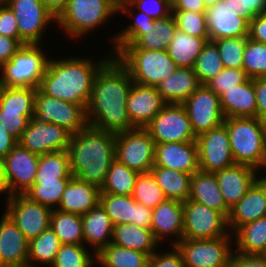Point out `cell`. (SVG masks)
Returning a JSON list of instances; mask_svg holds the SVG:
<instances>
[{
  "label": "cell",
  "mask_w": 266,
  "mask_h": 267,
  "mask_svg": "<svg viewBox=\"0 0 266 267\" xmlns=\"http://www.w3.org/2000/svg\"><path fill=\"white\" fill-rule=\"evenodd\" d=\"M132 84L128 70L112 56L94 78L86 107L88 125L114 134L134 129L126 110Z\"/></svg>",
  "instance_id": "6da1fadb"
},
{
  "label": "cell",
  "mask_w": 266,
  "mask_h": 267,
  "mask_svg": "<svg viewBox=\"0 0 266 267\" xmlns=\"http://www.w3.org/2000/svg\"><path fill=\"white\" fill-rule=\"evenodd\" d=\"M108 51L95 60L76 54L70 57L62 55V58L51 56L38 89L50 97L80 104L86 109L97 72L113 56Z\"/></svg>",
  "instance_id": "7a4b0ae2"
},
{
  "label": "cell",
  "mask_w": 266,
  "mask_h": 267,
  "mask_svg": "<svg viewBox=\"0 0 266 267\" xmlns=\"http://www.w3.org/2000/svg\"><path fill=\"white\" fill-rule=\"evenodd\" d=\"M67 151L71 174L101 189L115 160V134L87 125L72 134Z\"/></svg>",
  "instance_id": "3957f363"
},
{
  "label": "cell",
  "mask_w": 266,
  "mask_h": 267,
  "mask_svg": "<svg viewBox=\"0 0 266 267\" xmlns=\"http://www.w3.org/2000/svg\"><path fill=\"white\" fill-rule=\"evenodd\" d=\"M223 123L235 164L262 172L266 165V123L257 117H228Z\"/></svg>",
  "instance_id": "277c9868"
},
{
  "label": "cell",
  "mask_w": 266,
  "mask_h": 267,
  "mask_svg": "<svg viewBox=\"0 0 266 267\" xmlns=\"http://www.w3.org/2000/svg\"><path fill=\"white\" fill-rule=\"evenodd\" d=\"M117 15L118 7L113 0H68L55 25L66 34L65 37L78 42L91 36L93 31L95 34L105 24L107 26Z\"/></svg>",
  "instance_id": "5b68a950"
},
{
  "label": "cell",
  "mask_w": 266,
  "mask_h": 267,
  "mask_svg": "<svg viewBox=\"0 0 266 267\" xmlns=\"http://www.w3.org/2000/svg\"><path fill=\"white\" fill-rule=\"evenodd\" d=\"M113 56L128 70L134 83L156 87L179 67L167 50L118 49Z\"/></svg>",
  "instance_id": "8992f818"
},
{
  "label": "cell",
  "mask_w": 266,
  "mask_h": 267,
  "mask_svg": "<svg viewBox=\"0 0 266 267\" xmlns=\"http://www.w3.org/2000/svg\"><path fill=\"white\" fill-rule=\"evenodd\" d=\"M52 55L41 44H26L0 67V86L38 88Z\"/></svg>",
  "instance_id": "52a82bcc"
},
{
  "label": "cell",
  "mask_w": 266,
  "mask_h": 267,
  "mask_svg": "<svg viewBox=\"0 0 266 267\" xmlns=\"http://www.w3.org/2000/svg\"><path fill=\"white\" fill-rule=\"evenodd\" d=\"M185 267H230L233 235L213 239L182 238L176 245Z\"/></svg>",
  "instance_id": "ba28073f"
},
{
  "label": "cell",
  "mask_w": 266,
  "mask_h": 267,
  "mask_svg": "<svg viewBox=\"0 0 266 267\" xmlns=\"http://www.w3.org/2000/svg\"><path fill=\"white\" fill-rule=\"evenodd\" d=\"M115 159L138 173L150 172L155 162V142L145 128L117 133Z\"/></svg>",
  "instance_id": "9c48e42d"
},
{
  "label": "cell",
  "mask_w": 266,
  "mask_h": 267,
  "mask_svg": "<svg viewBox=\"0 0 266 267\" xmlns=\"http://www.w3.org/2000/svg\"><path fill=\"white\" fill-rule=\"evenodd\" d=\"M33 119L62 126L72 134L78 133L88 125L86 109L82 105L50 97L38 88Z\"/></svg>",
  "instance_id": "30bf717a"
},
{
  "label": "cell",
  "mask_w": 266,
  "mask_h": 267,
  "mask_svg": "<svg viewBox=\"0 0 266 267\" xmlns=\"http://www.w3.org/2000/svg\"><path fill=\"white\" fill-rule=\"evenodd\" d=\"M5 2L14 12L20 37L27 44H43L47 29L56 24V17L42 1L6 0Z\"/></svg>",
  "instance_id": "8fae6325"
},
{
  "label": "cell",
  "mask_w": 266,
  "mask_h": 267,
  "mask_svg": "<svg viewBox=\"0 0 266 267\" xmlns=\"http://www.w3.org/2000/svg\"><path fill=\"white\" fill-rule=\"evenodd\" d=\"M183 238L213 239L232 235L227 218L219 211L195 201L183 202Z\"/></svg>",
  "instance_id": "7c38bea8"
},
{
  "label": "cell",
  "mask_w": 266,
  "mask_h": 267,
  "mask_svg": "<svg viewBox=\"0 0 266 267\" xmlns=\"http://www.w3.org/2000/svg\"><path fill=\"white\" fill-rule=\"evenodd\" d=\"M3 211L28 241L50 227L52 209L30 200L24 194H13L4 204Z\"/></svg>",
  "instance_id": "4fadbf2b"
},
{
  "label": "cell",
  "mask_w": 266,
  "mask_h": 267,
  "mask_svg": "<svg viewBox=\"0 0 266 267\" xmlns=\"http://www.w3.org/2000/svg\"><path fill=\"white\" fill-rule=\"evenodd\" d=\"M155 144L196 141L182 104H166L145 127Z\"/></svg>",
  "instance_id": "5bb4252c"
},
{
  "label": "cell",
  "mask_w": 266,
  "mask_h": 267,
  "mask_svg": "<svg viewBox=\"0 0 266 267\" xmlns=\"http://www.w3.org/2000/svg\"><path fill=\"white\" fill-rule=\"evenodd\" d=\"M182 105L196 137L224 122L219 96L206 85H200Z\"/></svg>",
  "instance_id": "9a60e30c"
},
{
  "label": "cell",
  "mask_w": 266,
  "mask_h": 267,
  "mask_svg": "<svg viewBox=\"0 0 266 267\" xmlns=\"http://www.w3.org/2000/svg\"><path fill=\"white\" fill-rule=\"evenodd\" d=\"M196 143L200 170L215 173L235 164L224 123L198 135Z\"/></svg>",
  "instance_id": "2e32d148"
},
{
  "label": "cell",
  "mask_w": 266,
  "mask_h": 267,
  "mask_svg": "<svg viewBox=\"0 0 266 267\" xmlns=\"http://www.w3.org/2000/svg\"><path fill=\"white\" fill-rule=\"evenodd\" d=\"M39 155L17 143L3 159V175L10 195L23 194L33 184L38 169Z\"/></svg>",
  "instance_id": "e0dca14e"
},
{
  "label": "cell",
  "mask_w": 266,
  "mask_h": 267,
  "mask_svg": "<svg viewBox=\"0 0 266 267\" xmlns=\"http://www.w3.org/2000/svg\"><path fill=\"white\" fill-rule=\"evenodd\" d=\"M71 137L72 133L62 126L32 118L17 142L30 152L43 155L67 150Z\"/></svg>",
  "instance_id": "ac0fdd59"
},
{
  "label": "cell",
  "mask_w": 266,
  "mask_h": 267,
  "mask_svg": "<svg viewBox=\"0 0 266 267\" xmlns=\"http://www.w3.org/2000/svg\"><path fill=\"white\" fill-rule=\"evenodd\" d=\"M205 17L210 41L228 37H248L249 21L224 0L207 8Z\"/></svg>",
  "instance_id": "d6986e66"
},
{
  "label": "cell",
  "mask_w": 266,
  "mask_h": 267,
  "mask_svg": "<svg viewBox=\"0 0 266 267\" xmlns=\"http://www.w3.org/2000/svg\"><path fill=\"white\" fill-rule=\"evenodd\" d=\"M183 228V202L166 199L153 209L150 229L161 246L164 241L169 244L168 248L176 245L183 238Z\"/></svg>",
  "instance_id": "ffe728a7"
},
{
  "label": "cell",
  "mask_w": 266,
  "mask_h": 267,
  "mask_svg": "<svg viewBox=\"0 0 266 267\" xmlns=\"http://www.w3.org/2000/svg\"><path fill=\"white\" fill-rule=\"evenodd\" d=\"M166 104L156 87L133 82L126 103L132 126L145 128Z\"/></svg>",
  "instance_id": "44dd1931"
},
{
  "label": "cell",
  "mask_w": 266,
  "mask_h": 267,
  "mask_svg": "<svg viewBox=\"0 0 266 267\" xmlns=\"http://www.w3.org/2000/svg\"><path fill=\"white\" fill-rule=\"evenodd\" d=\"M266 216V180L260 177L240 201L230 208L228 228L233 234L240 226Z\"/></svg>",
  "instance_id": "7402d4cb"
},
{
  "label": "cell",
  "mask_w": 266,
  "mask_h": 267,
  "mask_svg": "<svg viewBox=\"0 0 266 267\" xmlns=\"http://www.w3.org/2000/svg\"><path fill=\"white\" fill-rule=\"evenodd\" d=\"M153 167H164L193 175L199 170L196 141L155 144Z\"/></svg>",
  "instance_id": "603a6c76"
},
{
  "label": "cell",
  "mask_w": 266,
  "mask_h": 267,
  "mask_svg": "<svg viewBox=\"0 0 266 267\" xmlns=\"http://www.w3.org/2000/svg\"><path fill=\"white\" fill-rule=\"evenodd\" d=\"M215 175L226 206L229 209L240 201L248 189L260 177L259 171L253 167L241 164H233L215 172Z\"/></svg>",
  "instance_id": "cb8c5ba5"
},
{
  "label": "cell",
  "mask_w": 266,
  "mask_h": 267,
  "mask_svg": "<svg viewBox=\"0 0 266 267\" xmlns=\"http://www.w3.org/2000/svg\"><path fill=\"white\" fill-rule=\"evenodd\" d=\"M1 215L0 266L26 263L29 241L4 212Z\"/></svg>",
  "instance_id": "d4e9b609"
},
{
  "label": "cell",
  "mask_w": 266,
  "mask_h": 267,
  "mask_svg": "<svg viewBox=\"0 0 266 267\" xmlns=\"http://www.w3.org/2000/svg\"><path fill=\"white\" fill-rule=\"evenodd\" d=\"M220 107L225 118L257 117V103L254 79L233 86L220 96Z\"/></svg>",
  "instance_id": "484cf974"
},
{
  "label": "cell",
  "mask_w": 266,
  "mask_h": 267,
  "mask_svg": "<svg viewBox=\"0 0 266 267\" xmlns=\"http://www.w3.org/2000/svg\"><path fill=\"white\" fill-rule=\"evenodd\" d=\"M84 245L97 254L111 244L114 225L100 203L81 215Z\"/></svg>",
  "instance_id": "4316f807"
},
{
  "label": "cell",
  "mask_w": 266,
  "mask_h": 267,
  "mask_svg": "<svg viewBox=\"0 0 266 267\" xmlns=\"http://www.w3.org/2000/svg\"><path fill=\"white\" fill-rule=\"evenodd\" d=\"M99 197L98 187L72 176L57 210L83 215L99 203Z\"/></svg>",
  "instance_id": "83f0119b"
},
{
  "label": "cell",
  "mask_w": 266,
  "mask_h": 267,
  "mask_svg": "<svg viewBox=\"0 0 266 267\" xmlns=\"http://www.w3.org/2000/svg\"><path fill=\"white\" fill-rule=\"evenodd\" d=\"M189 200L221 212L226 218L230 209L226 206L215 173L196 171L191 176Z\"/></svg>",
  "instance_id": "f1b7e54d"
},
{
  "label": "cell",
  "mask_w": 266,
  "mask_h": 267,
  "mask_svg": "<svg viewBox=\"0 0 266 267\" xmlns=\"http://www.w3.org/2000/svg\"><path fill=\"white\" fill-rule=\"evenodd\" d=\"M129 17V23L115 34H111L107 39L114 54L122 45H132L140 36L146 33V30L153 28V19L144 12L136 10L129 2L121 4L118 7V15ZM133 20V21H132Z\"/></svg>",
  "instance_id": "f546056e"
},
{
  "label": "cell",
  "mask_w": 266,
  "mask_h": 267,
  "mask_svg": "<svg viewBox=\"0 0 266 267\" xmlns=\"http://www.w3.org/2000/svg\"><path fill=\"white\" fill-rule=\"evenodd\" d=\"M199 86L193 69L179 67L162 80L156 89L167 104H182Z\"/></svg>",
  "instance_id": "4dcf8cb0"
},
{
  "label": "cell",
  "mask_w": 266,
  "mask_h": 267,
  "mask_svg": "<svg viewBox=\"0 0 266 267\" xmlns=\"http://www.w3.org/2000/svg\"><path fill=\"white\" fill-rule=\"evenodd\" d=\"M111 243L123 248L137 250L151 256L162 248L150 228L136 226L133 223L119 224L113 227Z\"/></svg>",
  "instance_id": "1f68e13d"
},
{
  "label": "cell",
  "mask_w": 266,
  "mask_h": 267,
  "mask_svg": "<svg viewBox=\"0 0 266 267\" xmlns=\"http://www.w3.org/2000/svg\"><path fill=\"white\" fill-rule=\"evenodd\" d=\"M232 235L234 254L266 255V216L240 226Z\"/></svg>",
  "instance_id": "d6a6232c"
},
{
  "label": "cell",
  "mask_w": 266,
  "mask_h": 267,
  "mask_svg": "<svg viewBox=\"0 0 266 267\" xmlns=\"http://www.w3.org/2000/svg\"><path fill=\"white\" fill-rule=\"evenodd\" d=\"M152 27L132 45H122L119 49L167 50L177 29L173 14L154 20Z\"/></svg>",
  "instance_id": "836d02e7"
},
{
  "label": "cell",
  "mask_w": 266,
  "mask_h": 267,
  "mask_svg": "<svg viewBox=\"0 0 266 267\" xmlns=\"http://www.w3.org/2000/svg\"><path fill=\"white\" fill-rule=\"evenodd\" d=\"M206 43L205 38L191 36L176 29L167 52L178 67L193 69L196 58Z\"/></svg>",
  "instance_id": "e575fe53"
},
{
  "label": "cell",
  "mask_w": 266,
  "mask_h": 267,
  "mask_svg": "<svg viewBox=\"0 0 266 267\" xmlns=\"http://www.w3.org/2000/svg\"><path fill=\"white\" fill-rule=\"evenodd\" d=\"M150 172L167 199L181 202L189 199L191 174L164 167H152Z\"/></svg>",
  "instance_id": "d590c367"
},
{
  "label": "cell",
  "mask_w": 266,
  "mask_h": 267,
  "mask_svg": "<svg viewBox=\"0 0 266 267\" xmlns=\"http://www.w3.org/2000/svg\"><path fill=\"white\" fill-rule=\"evenodd\" d=\"M149 255L109 244L96 254V267H147Z\"/></svg>",
  "instance_id": "8d00e7d4"
},
{
  "label": "cell",
  "mask_w": 266,
  "mask_h": 267,
  "mask_svg": "<svg viewBox=\"0 0 266 267\" xmlns=\"http://www.w3.org/2000/svg\"><path fill=\"white\" fill-rule=\"evenodd\" d=\"M62 243L59 237L49 227L38 237L29 241L28 261L33 267H50Z\"/></svg>",
  "instance_id": "74e56055"
},
{
  "label": "cell",
  "mask_w": 266,
  "mask_h": 267,
  "mask_svg": "<svg viewBox=\"0 0 266 267\" xmlns=\"http://www.w3.org/2000/svg\"><path fill=\"white\" fill-rule=\"evenodd\" d=\"M50 227L62 244H84L81 215L54 209Z\"/></svg>",
  "instance_id": "f35d334b"
},
{
  "label": "cell",
  "mask_w": 266,
  "mask_h": 267,
  "mask_svg": "<svg viewBox=\"0 0 266 267\" xmlns=\"http://www.w3.org/2000/svg\"><path fill=\"white\" fill-rule=\"evenodd\" d=\"M72 176L67 150L39 155L34 181H57V179H71Z\"/></svg>",
  "instance_id": "ab89813d"
},
{
  "label": "cell",
  "mask_w": 266,
  "mask_h": 267,
  "mask_svg": "<svg viewBox=\"0 0 266 267\" xmlns=\"http://www.w3.org/2000/svg\"><path fill=\"white\" fill-rule=\"evenodd\" d=\"M138 172L115 159L106 174L100 193L132 195Z\"/></svg>",
  "instance_id": "60d3db41"
},
{
  "label": "cell",
  "mask_w": 266,
  "mask_h": 267,
  "mask_svg": "<svg viewBox=\"0 0 266 267\" xmlns=\"http://www.w3.org/2000/svg\"><path fill=\"white\" fill-rule=\"evenodd\" d=\"M99 203L114 226L132 223L135 214V200L132 195L100 193Z\"/></svg>",
  "instance_id": "b9f144b4"
},
{
  "label": "cell",
  "mask_w": 266,
  "mask_h": 267,
  "mask_svg": "<svg viewBox=\"0 0 266 267\" xmlns=\"http://www.w3.org/2000/svg\"><path fill=\"white\" fill-rule=\"evenodd\" d=\"M70 179L57 181H34V184L23 194L30 200L43 204L54 210L58 208L63 192Z\"/></svg>",
  "instance_id": "7bdbcfd3"
},
{
  "label": "cell",
  "mask_w": 266,
  "mask_h": 267,
  "mask_svg": "<svg viewBox=\"0 0 266 267\" xmlns=\"http://www.w3.org/2000/svg\"><path fill=\"white\" fill-rule=\"evenodd\" d=\"M223 69L224 66L217 45L213 41H207L193 67L198 82L200 85H205Z\"/></svg>",
  "instance_id": "ee69618b"
},
{
  "label": "cell",
  "mask_w": 266,
  "mask_h": 267,
  "mask_svg": "<svg viewBox=\"0 0 266 267\" xmlns=\"http://www.w3.org/2000/svg\"><path fill=\"white\" fill-rule=\"evenodd\" d=\"M96 254L84 244H62L50 267H95Z\"/></svg>",
  "instance_id": "f6af8a7d"
},
{
  "label": "cell",
  "mask_w": 266,
  "mask_h": 267,
  "mask_svg": "<svg viewBox=\"0 0 266 267\" xmlns=\"http://www.w3.org/2000/svg\"><path fill=\"white\" fill-rule=\"evenodd\" d=\"M34 87H3L0 86V110L34 111Z\"/></svg>",
  "instance_id": "bcb514c9"
},
{
  "label": "cell",
  "mask_w": 266,
  "mask_h": 267,
  "mask_svg": "<svg viewBox=\"0 0 266 267\" xmlns=\"http://www.w3.org/2000/svg\"><path fill=\"white\" fill-rule=\"evenodd\" d=\"M132 196L137 203L151 209L167 199L151 172L138 174Z\"/></svg>",
  "instance_id": "7dc6e473"
},
{
  "label": "cell",
  "mask_w": 266,
  "mask_h": 267,
  "mask_svg": "<svg viewBox=\"0 0 266 267\" xmlns=\"http://www.w3.org/2000/svg\"><path fill=\"white\" fill-rule=\"evenodd\" d=\"M242 69L250 79L266 77V44L247 38Z\"/></svg>",
  "instance_id": "c3c4849f"
},
{
  "label": "cell",
  "mask_w": 266,
  "mask_h": 267,
  "mask_svg": "<svg viewBox=\"0 0 266 267\" xmlns=\"http://www.w3.org/2000/svg\"><path fill=\"white\" fill-rule=\"evenodd\" d=\"M248 37H228L214 40L224 68L242 69L243 54Z\"/></svg>",
  "instance_id": "681fc988"
},
{
  "label": "cell",
  "mask_w": 266,
  "mask_h": 267,
  "mask_svg": "<svg viewBox=\"0 0 266 267\" xmlns=\"http://www.w3.org/2000/svg\"><path fill=\"white\" fill-rule=\"evenodd\" d=\"M177 29L191 36L209 39L205 13L194 11L172 10Z\"/></svg>",
  "instance_id": "f907efd6"
},
{
  "label": "cell",
  "mask_w": 266,
  "mask_h": 267,
  "mask_svg": "<svg viewBox=\"0 0 266 267\" xmlns=\"http://www.w3.org/2000/svg\"><path fill=\"white\" fill-rule=\"evenodd\" d=\"M248 79L243 69L224 68L217 76L210 79L205 85L218 96L223 92L242 84Z\"/></svg>",
  "instance_id": "816d5d0a"
},
{
  "label": "cell",
  "mask_w": 266,
  "mask_h": 267,
  "mask_svg": "<svg viewBox=\"0 0 266 267\" xmlns=\"http://www.w3.org/2000/svg\"><path fill=\"white\" fill-rule=\"evenodd\" d=\"M33 115L34 111L0 110V123L18 141Z\"/></svg>",
  "instance_id": "f5cc1de1"
},
{
  "label": "cell",
  "mask_w": 266,
  "mask_h": 267,
  "mask_svg": "<svg viewBox=\"0 0 266 267\" xmlns=\"http://www.w3.org/2000/svg\"><path fill=\"white\" fill-rule=\"evenodd\" d=\"M129 3L155 20L172 14L171 0H131Z\"/></svg>",
  "instance_id": "db71d44e"
},
{
  "label": "cell",
  "mask_w": 266,
  "mask_h": 267,
  "mask_svg": "<svg viewBox=\"0 0 266 267\" xmlns=\"http://www.w3.org/2000/svg\"><path fill=\"white\" fill-rule=\"evenodd\" d=\"M170 249H158L149 257L147 267H185L181 253L177 247L171 245Z\"/></svg>",
  "instance_id": "11a10c76"
},
{
  "label": "cell",
  "mask_w": 266,
  "mask_h": 267,
  "mask_svg": "<svg viewBox=\"0 0 266 267\" xmlns=\"http://www.w3.org/2000/svg\"><path fill=\"white\" fill-rule=\"evenodd\" d=\"M249 22L257 15L266 13V0H224Z\"/></svg>",
  "instance_id": "9f6ffc18"
},
{
  "label": "cell",
  "mask_w": 266,
  "mask_h": 267,
  "mask_svg": "<svg viewBox=\"0 0 266 267\" xmlns=\"http://www.w3.org/2000/svg\"><path fill=\"white\" fill-rule=\"evenodd\" d=\"M0 34L18 39L23 45L27 44L20 37L16 17L6 2H0Z\"/></svg>",
  "instance_id": "6f0895ef"
},
{
  "label": "cell",
  "mask_w": 266,
  "mask_h": 267,
  "mask_svg": "<svg viewBox=\"0 0 266 267\" xmlns=\"http://www.w3.org/2000/svg\"><path fill=\"white\" fill-rule=\"evenodd\" d=\"M22 45L18 39L0 34V67L9 61Z\"/></svg>",
  "instance_id": "680465c9"
},
{
  "label": "cell",
  "mask_w": 266,
  "mask_h": 267,
  "mask_svg": "<svg viewBox=\"0 0 266 267\" xmlns=\"http://www.w3.org/2000/svg\"><path fill=\"white\" fill-rule=\"evenodd\" d=\"M248 38L266 44V13L255 16L249 22Z\"/></svg>",
  "instance_id": "91938a15"
},
{
  "label": "cell",
  "mask_w": 266,
  "mask_h": 267,
  "mask_svg": "<svg viewBox=\"0 0 266 267\" xmlns=\"http://www.w3.org/2000/svg\"><path fill=\"white\" fill-rule=\"evenodd\" d=\"M257 118L266 123V77L255 78Z\"/></svg>",
  "instance_id": "94428289"
},
{
  "label": "cell",
  "mask_w": 266,
  "mask_h": 267,
  "mask_svg": "<svg viewBox=\"0 0 266 267\" xmlns=\"http://www.w3.org/2000/svg\"><path fill=\"white\" fill-rule=\"evenodd\" d=\"M230 267H266V255L234 254Z\"/></svg>",
  "instance_id": "6125c7cd"
},
{
  "label": "cell",
  "mask_w": 266,
  "mask_h": 267,
  "mask_svg": "<svg viewBox=\"0 0 266 267\" xmlns=\"http://www.w3.org/2000/svg\"><path fill=\"white\" fill-rule=\"evenodd\" d=\"M153 209L135 201V214L132 223L136 226L150 228L152 223Z\"/></svg>",
  "instance_id": "be15d7a7"
},
{
  "label": "cell",
  "mask_w": 266,
  "mask_h": 267,
  "mask_svg": "<svg viewBox=\"0 0 266 267\" xmlns=\"http://www.w3.org/2000/svg\"><path fill=\"white\" fill-rule=\"evenodd\" d=\"M172 10L194 11L205 13L206 7L203 0H171Z\"/></svg>",
  "instance_id": "e7e4bbea"
},
{
  "label": "cell",
  "mask_w": 266,
  "mask_h": 267,
  "mask_svg": "<svg viewBox=\"0 0 266 267\" xmlns=\"http://www.w3.org/2000/svg\"><path fill=\"white\" fill-rule=\"evenodd\" d=\"M5 126L0 123V158L4 159L7 154L18 143L17 140L6 131Z\"/></svg>",
  "instance_id": "03108f58"
},
{
  "label": "cell",
  "mask_w": 266,
  "mask_h": 267,
  "mask_svg": "<svg viewBox=\"0 0 266 267\" xmlns=\"http://www.w3.org/2000/svg\"><path fill=\"white\" fill-rule=\"evenodd\" d=\"M44 6L57 18L65 9L68 0H41Z\"/></svg>",
  "instance_id": "003e7915"
},
{
  "label": "cell",
  "mask_w": 266,
  "mask_h": 267,
  "mask_svg": "<svg viewBox=\"0 0 266 267\" xmlns=\"http://www.w3.org/2000/svg\"><path fill=\"white\" fill-rule=\"evenodd\" d=\"M0 195L1 197H3V195L5 196V203L7 202V200L10 198V194L8 192V189L6 187L5 184V180H4V175H3V159L0 158Z\"/></svg>",
  "instance_id": "a7ac6f4b"
},
{
  "label": "cell",
  "mask_w": 266,
  "mask_h": 267,
  "mask_svg": "<svg viewBox=\"0 0 266 267\" xmlns=\"http://www.w3.org/2000/svg\"><path fill=\"white\" fill-rule=\"evenodd\" d=\"M219 1H220V0H203V3H204V5H205V7H206V9H207V8H209V7L214 6V5L217 4Z\"/></svg>",
  "instance_id": "89a4df30"
},
{
  "label": "cell",
  "mask_w": 266,
  "mask_h": 267,
  "mask_svg": "<svg viewBox=\"0 0 266 267\" xmlns=\"http://www.w3.org/2000/svg\"><path fill=\"white\" fill-rule=\"evenodd\" d=\"M0 267H33L29 262L23 264H14V265H4Z\"/></svg>",
  "instance_id": "2644e50d"
},
{
  "label": "cell",
  "mask_w": 266,
  "mask_h": 267,
  "mask_svg": "<svg viewBox=\"0 0 266 267\" xmlns=\"http://www.w3.org/2000/svg\"><path fill=\"white\" fill-rule=\"evenodd\" d=\"M131 0H113L114 4L119 7L121 4L130 2Z\"/></svg>",
  "instance_id": "8c879c8a"
},
{
  "label": "cell",
  "mask_w": 266,
  "mask_h": 267,
  "mask_svg": "<svg viewBox=\"0 0 266 267\" xmlns=\"http://www.w3.org/2000/svg\"><path fill=\"white\" fill-rule=\"evenodd\" d=\"M263 172H265V173H263ZM261 174H264V175H262V178L264 179V180H266V165H265V167H264V169H263V171H262V173Z\"/></svg>",
  "instance_id": "753ad0ef"
}]
</instances>
